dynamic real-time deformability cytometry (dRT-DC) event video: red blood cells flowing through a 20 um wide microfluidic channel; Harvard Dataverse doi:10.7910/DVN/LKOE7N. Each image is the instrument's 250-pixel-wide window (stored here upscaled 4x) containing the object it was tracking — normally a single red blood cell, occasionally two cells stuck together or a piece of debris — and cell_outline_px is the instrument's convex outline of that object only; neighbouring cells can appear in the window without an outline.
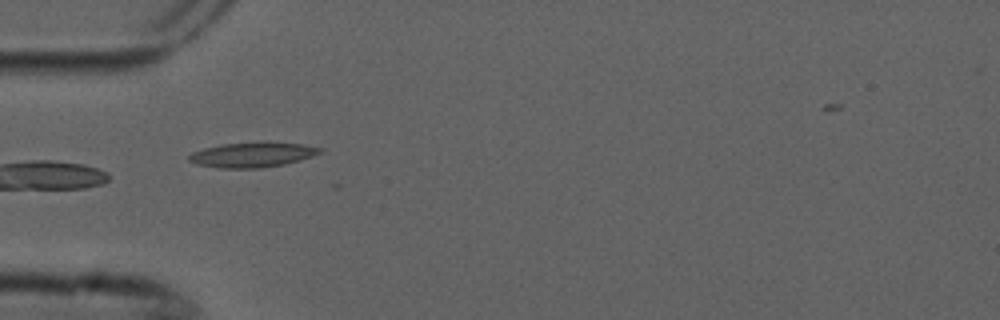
{"species": "common noctule bat (a hibernating species)", "species_latin": "Nyctalus noctula", "temperature_condition": "cold", "stored_images_in_passage": 7, "camera_frame_rate_fps": 3000, "um_per_image_px": 0.085, "animal": {"sex": "male", "forearm_length_mm": 52.5}, "frame": {"image": 1, "passage_image": 5, "time_ms": 1.333, "image_size_px": [1000, 320], "cell_outline_px": [[324, 152], [300, 160], [284, 164], [260, 168], [220, 168], [196, 164], [188, 160], [188, 156], [192, 152], [204, 148], [220, 144], [264, 140], [268, 140], [300, 144], [324, 148]], "centroid_in_image_um": [21.48, 13.12], "position_along_channel_um": 63.5, "area_um2": 19.59}}
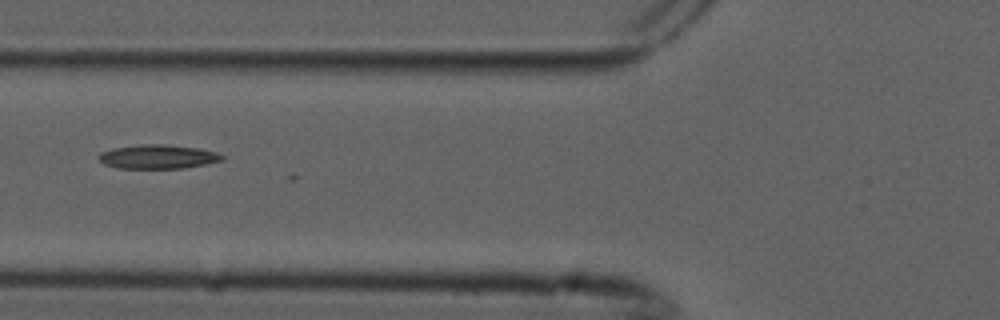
{"frame": {"image": 2, "passage_image": 6, "time_ms": 1.667, "image_size_px": [1000, 320], "cell_outline_px": [[224, 160], [184, 168], [116, 168], [104, 164], [100, 160], [100, 152], [112, 148], [140, 144], [164, 144], [196, 148], [216, 152], [224, 156]], "centroid_in_image_um": [13.4, 13.32], "position_along_channel_um": 112.4, "area_um2": 17.17}}